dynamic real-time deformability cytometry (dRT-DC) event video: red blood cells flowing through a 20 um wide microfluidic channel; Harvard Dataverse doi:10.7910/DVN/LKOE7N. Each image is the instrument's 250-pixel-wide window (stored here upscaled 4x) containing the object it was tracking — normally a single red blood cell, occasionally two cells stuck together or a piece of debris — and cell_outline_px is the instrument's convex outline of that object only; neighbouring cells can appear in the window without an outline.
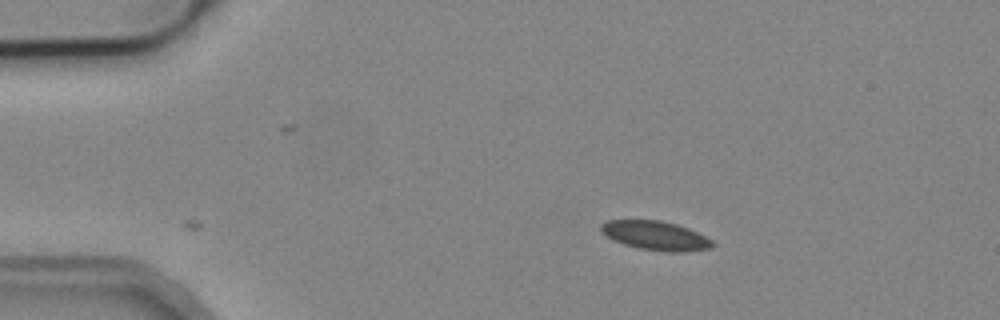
{"species": "common noctule bat (a hibernating species)", "species_latin": "Nyctalus noctula", "temperature_condition": "cold", "stored_images_in_passage": 2, "camera_frame_rate_fps": 3000, "um_per_image_px": 0.085, "animal": {"sex": "male", "body_mass_g": 19.2, "forearm_length_mm": 51.8}, "frame": {"image": 1, "passage_image": 2, "time_ms": 1.0, "image_size_px": [1000, 320], "cell_outline_px": [[716, 244], [712, 248], [684, 252], [668, 252], [640, 248], [624, 244], [612, 240], [600, 232], [600, 224], [608, 220], [660, 220], [676, 224], [688, 228], [712, 240]], "centroid_in_image_um": [55.71, 20.03], "position_along_channel_um": 29.3, "area_um2": 18.96}}